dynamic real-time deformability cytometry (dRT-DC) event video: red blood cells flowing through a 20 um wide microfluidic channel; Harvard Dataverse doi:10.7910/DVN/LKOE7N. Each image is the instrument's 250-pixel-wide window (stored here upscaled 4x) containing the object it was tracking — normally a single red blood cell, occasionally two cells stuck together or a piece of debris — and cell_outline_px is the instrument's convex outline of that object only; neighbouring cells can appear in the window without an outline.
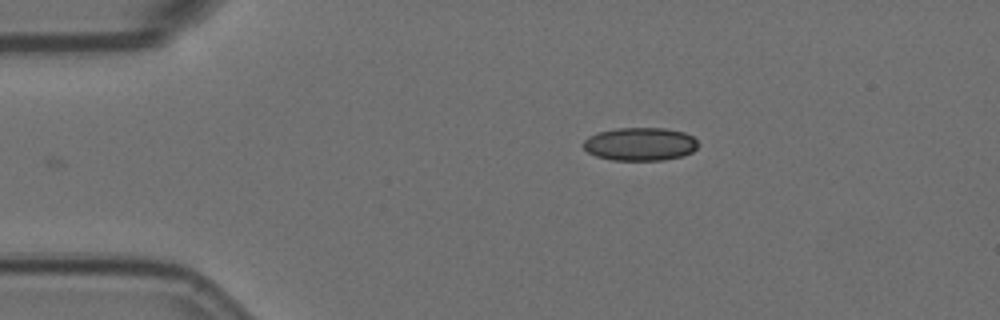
{"species": "Egyptian fruit bat (a non-hibernating species)", "species_latin": "Rousettus aegyptiacus", "temperature_condition": "room temperature", "stored_images_in_passage": 2, "camera_frame_rate_fps": 3000, "um_per_image_px": 0.085, "animal": {"sex": "female"}, "frame": {"image": 1, "passage_image": 2, "time_ms": 0.333, "image_size_px": [1000, 320], "cell_outline_px": [[700, 144], [692, 152], [684, 156], [664, 160], [612, 160], [596, 156], [588, 152], [584, 148], [584, 140], [588, 136], [596, 132], [616, 128], [664, 128], [684, 132], [692, 136]], "centroid_in_image_um": [54.42, 12.24], "position_along_channel_um": 30.6, "area_um2": 22.37}}